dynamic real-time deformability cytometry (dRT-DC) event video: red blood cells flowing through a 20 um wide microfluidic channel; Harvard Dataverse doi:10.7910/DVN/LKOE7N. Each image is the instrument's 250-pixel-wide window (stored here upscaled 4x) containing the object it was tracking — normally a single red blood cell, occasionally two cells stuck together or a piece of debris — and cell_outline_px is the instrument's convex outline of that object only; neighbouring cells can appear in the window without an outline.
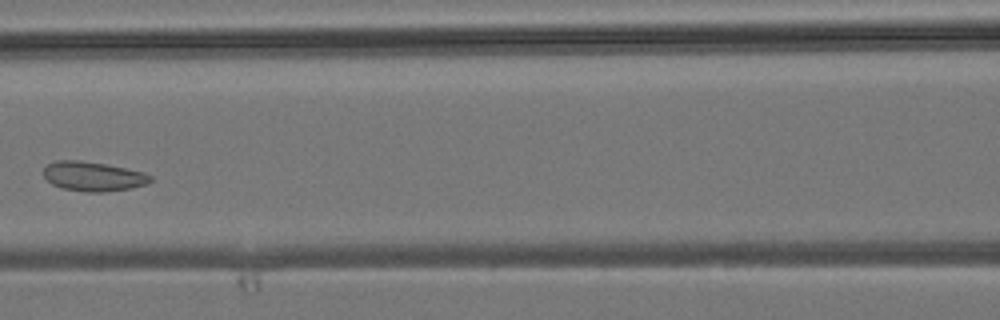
{"species": "common noctule bat (a hibernating species)", "species_latin": "Nyctalus noctula", "temperature_condition": "room temperature", "stored_images_in_passage": 5, "camera_frame_rate_fps": 3000, "um_per_image_px": 0.085, "animal": {"sex": "male", "body_mass_g": 19.2, "forearm_length_mm": 51.8}, "frame": {"image": 1, "passage_image": 5, "time_ms": 4.667, "image_size_px": [1000, 320], "cell_outline_px": [[152, 180], [144, 184], [128, 188], [104, 192], [84, 192], [60, 188], [52, 184], [44, 176], [44, 168], [48, 164], [56, 160], [80, 160], [104, 164], [144, 172], [152, 176]], "centroid_in_image_um": [7.88, 14.99], "position_along_channel_um": 158.7, "area_um2": 18.21}}